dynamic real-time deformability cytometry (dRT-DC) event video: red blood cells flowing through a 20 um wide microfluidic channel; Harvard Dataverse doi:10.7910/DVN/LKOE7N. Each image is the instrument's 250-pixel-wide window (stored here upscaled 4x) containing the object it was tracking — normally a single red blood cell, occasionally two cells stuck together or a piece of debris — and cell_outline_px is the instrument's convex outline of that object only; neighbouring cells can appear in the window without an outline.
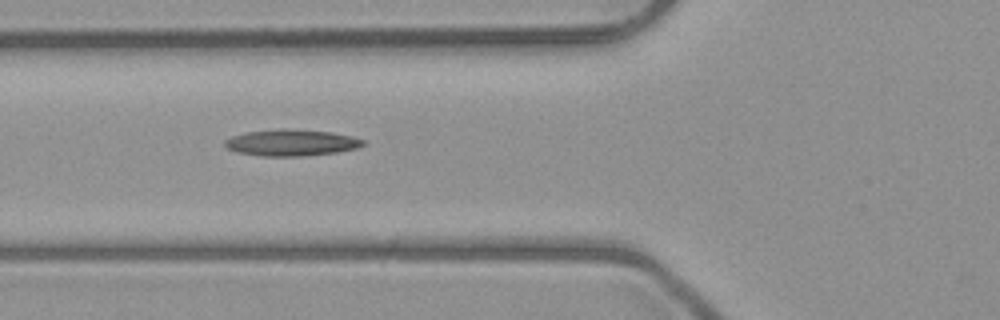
{"species": "common noctule bat (a hibernating species)", "species_latin": "Nyctalus noctula", "temperature_condition": "room temperature", "stored_images_in_passage": 3, "camera_frame_rate_fps": 3000, "um_per_image_px": 0.085, "animal": {"sex": "male", "body_mass_g": 23.1, "forearm_length_mm": 52.7}, "frame": {"image": 1, "passage_image": 2, "time_ms": 1.0, "image_size_px": [1000, 320], "cell_outline_px": [[364, 144], [356, 148], [336, 152], [300, 156], [260, 156], [236, 152], [228, 148], [224, 144], [224, 140], [232, 136], [248, 132], [280, 128], [292, 128], [332, 132], [352, 136], [364, 140]], "centroid_in_image_um": [24.75, 12.11], "position_along_channel_um": 101.1, "area_um2": 21.33}}
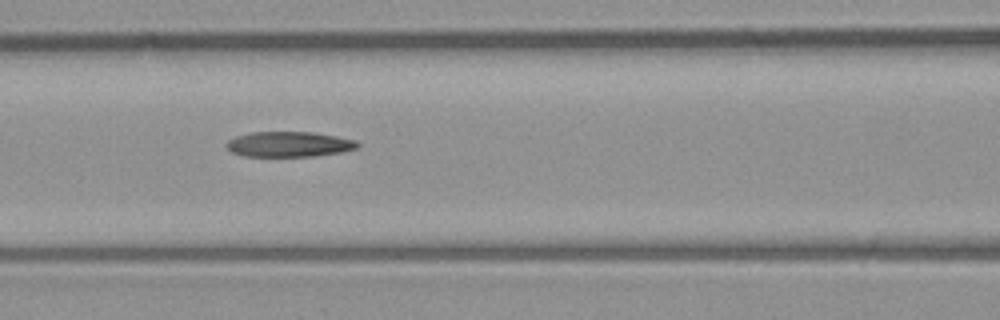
{"frame": {"image": 2, "passage_image": 3, "time_ms": 2.0, "image_size_px": [1000, 320], "cell_outline_px": [[360, 148], [340, 152], [312, 156], [244, 156], [232, 152], [224, 144], [228, 140], [236, 136], [252, 132], [312, 132], [336, 136], [356, 140], [360, 144]], "centroid_in_image_um": [24.58, 12.26], "position_along_channel_um": 142.0, "area_um2": 19.31}}